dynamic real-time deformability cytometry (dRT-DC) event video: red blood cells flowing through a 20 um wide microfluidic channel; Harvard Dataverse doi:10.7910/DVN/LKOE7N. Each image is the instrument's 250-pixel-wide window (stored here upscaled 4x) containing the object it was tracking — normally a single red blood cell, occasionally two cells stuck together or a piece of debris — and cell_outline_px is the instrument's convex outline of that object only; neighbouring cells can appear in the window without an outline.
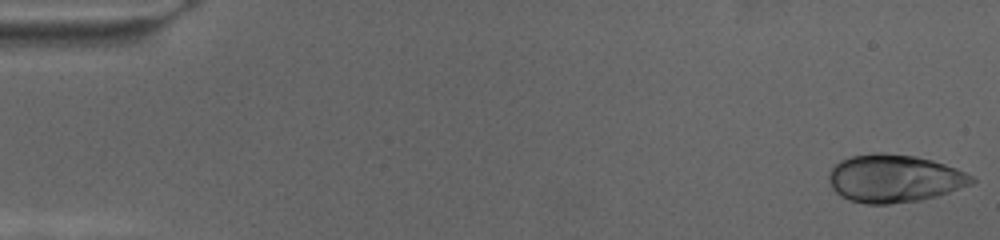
{"species": "human", "species_latin": "Homo sapiens", "temperature_condition": "cold", "stored_images_in_passage": 70, "camera_frame_rate_fps": 3000, "um_per_image_px": 0.085, "donor": {"sex": "female"}, "frame": {"image": 1, "passage_image": 1, "time_ms": 0.0, "image_size_px": [1000, 240], "cell_outline_px": [[976, 180], [972, 184], [936, 196], [920, 200], [888, 204], [868, 204], [848, 200], [840, 196], [832, 188], [828, 180], [828, 172], [832, 164], [840, 160], [852, 156], [876, 152], [880, 152], [916, 156], [932, 160], [956, 168], [972, 176]], "centroid_in_image_um": [75.96, 15.16], "position_along_channel_um": 9.0, "area_um2": 40.0}}
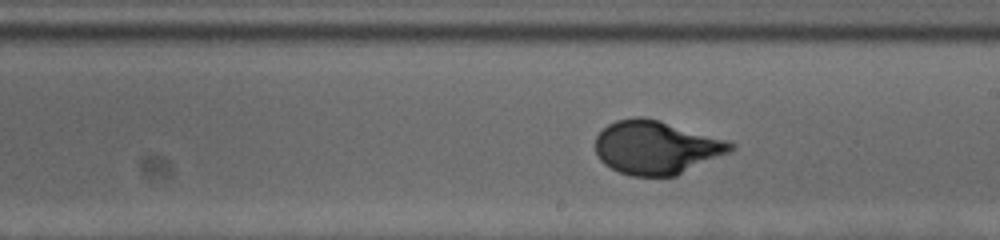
{"frame": {"image": 2, "passage_image": 40, "time_ms": 13.0, "image_size_px": [1000, 240], "cell_outline_px": [[736, 148], [728, 152], [676, 176], [632, 176], [620, 172], [604, 164], [600, 160], [596, 152], [596, 136], [608, 124], [616, 120], [636, 116], [644, 116], [660, 120], [728, 140], [736, 144]], "centroid_in_image_um": [55.78, 12.52], "position_along_channel_um": 233.2, "area_um2": 42.14}}
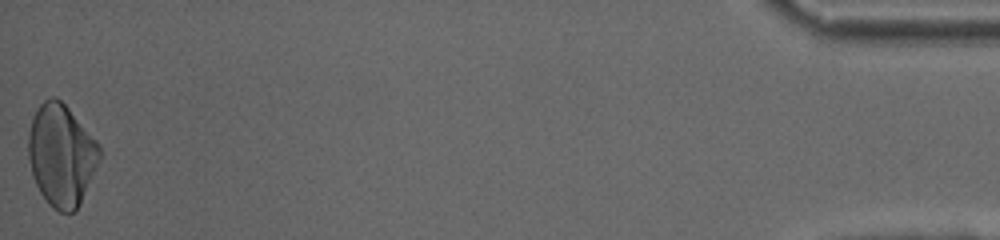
{"frame": {"image": 3, "passage_image": 70, "time_ms": 23.0, "image_size_px": [1000, 240], "cell_outline_px": [[104, 152], [80, 204], [72, 212], [60, 212], [52, 208], [48, 204], [40, 192], [32, 176], [28, 160], [28, 132], [32, 116], [36, 108], [44, 100], [52, 96], [56, 96], [68, 108], [100, 144]], "centroid_in_image_um": [5.22, 13.18], "position_along_channel_um": 430.0, "area_um2": 42.77}}